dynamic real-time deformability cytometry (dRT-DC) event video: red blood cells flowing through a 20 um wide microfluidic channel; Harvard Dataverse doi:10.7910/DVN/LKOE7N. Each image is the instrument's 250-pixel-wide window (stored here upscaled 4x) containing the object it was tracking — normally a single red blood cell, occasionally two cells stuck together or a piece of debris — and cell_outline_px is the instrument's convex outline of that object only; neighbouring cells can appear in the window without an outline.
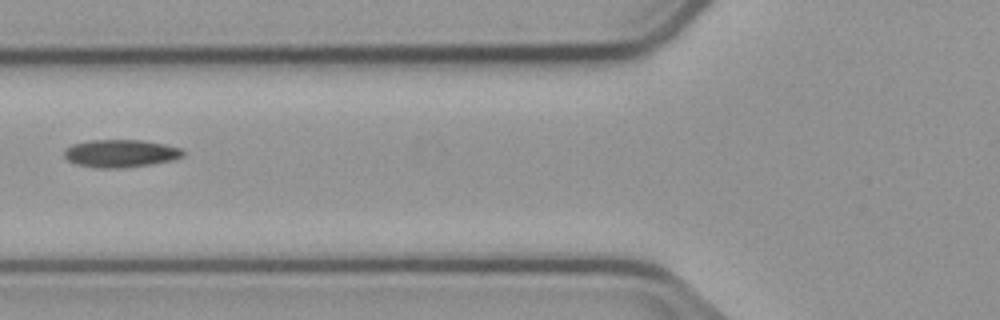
{"species": "common noctule bat (a hibernating species)", "species_latin": "Nyctalus noctula", "temperature_condition": "cold", "stored_images_in_passage": 6, "camera_frame_rate_fps": 3000, "um_per_image_px": 0.085, "animal": {"sex": "male", "body_mass_g": 23.1, "forearm_length_mm": 52.7}, "frame": {"image": 1, "passage_image": 5, "time_ms": 5.333, "image_size_px": [1000, 320], "cell_outline_px": [[184, 156], [172, 160], [148, 164], [116, 168], [100, 168], [76, 164], [68, 160], [64, 156], [64, 148], [72, 144], [88, 140], [144, 140], [164, 144], [180, 148], [184, 152]], "centroid_in_image_um": [10.21, 13.02], "position_along_channel_um": 115.6, "area_um2": 19.07}}
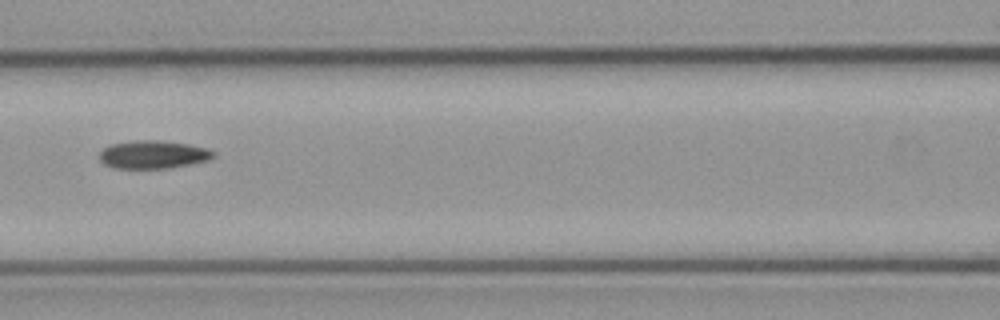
{"frame": {"image": 2, "passage_image": 6, "time_ms": 6.333, "image_size_px": [1000, 320], "cell_outline_px": [[216, 152], [212, 156], [204, 160], [188, 164], [164, 168], [112, 168], [104, 164], [100, 160], [100, 152], [104, 148], [112, 144], [136, 140], [160, 140], [188, 144], [208, 148]], "centroid_in_image_um": [12.97, 13.12], "position_along_channel_um": 153.6, "area_um2": 18.32}}